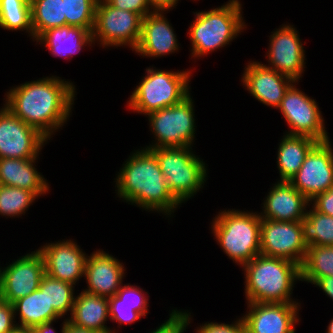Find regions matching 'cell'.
Wrapping results in <instances>:
<instances>
[{
  "instance_id": "d6a6232c",
  "label": "cell",
  "mask_w": 333,
  "mask_h": 333,
  "mask_svg": "<svg viewBox=\"0 0 333 333\" xmlns=\"http://www.w3.org/2000/svg\"><path fill=\"white\" fill-rule=\"evenodd\" d=\"M97 3L98 0H64L66 25L84 28L92 34Z\"/></svg>"
},
{
  "instance_id": "8fae6325",
  "label": "cell",
  "mask_w": 333,
  "mask_h": 333,
  "mask_svg": "<svg viewBox=\"0 0 333 333\" xmlns=\"http://www.w3.org/2000/svg\"><path fill=\"white\" fill-rule=\"evenodd\" d=\"M264 66L300 82L305 72L306 51L294 24L284 23L271 31Z\"/></svg>"
},
{
  "instance_id": "9c48e42d",
  "label": "cell",
  "mask_w": 333,
  "mask_h": 333,
  "mask_svg": "<svg viewBox=\"0 0 333 333\" xmlns=\"http://www.w3.org/2000/svg\"><path fill=\"white\" fill-rule=\"evenodd\" d=\"M142 19L140 14L117 9L106 0H98L92 31L93 47L96 44L102 49L124 46L134 52L141 36Z\"/></svg>"
},
{
  "instance_id": "f1b7e54d",
  "label": "cell",
  "mask_w": 333,
  "mask_h": 333,
  "mask_svg": "<svg viewBox=\"0 0 333 333\" xmlns=\"http://www.w3.org/2000/svg\"><path fill=\"white\" fill-rule=\"evenodd\" d=\"M301 221L307 246H333V217L316 211L311 205Z\"/></svg>"
},
{
  "instance_id": "484cf974",
  "label": "cell",
  "mask_w": 333,
  "mask_h": 333,
  "mask_svg": "<svg viewBox=\"0 0 333 333\" xmlns=\"http://www.w3.org/2000/svg\"><path fill=\"white\" fill-rule=\"evenodd\" d=\"M13 307L18 328L32 330L36 325L45 322L63 320L53 306H49L46 293L40 288L15 301Z\"/></svg>"
},
{
  "instance_id": "60d3db41",
  "label": "cell",
  "mask_w": 333,
  "mask_h": 333,
  "mask_svg": "<svg viewBox=\"0 0 333 333\" xmlns=\"http://www.w3.org/2000/svg\"><path fill=\"white\" fill-rule=\"evenodd\" d=\"M56 321L58 322V320H53V321H49V322H45L39 325H36L31 331L32 333H57L55 330V328L53 327L54 324L56 323ZM68 319L63 318L62 323L60 324L61 326V331L60 333H64L65 332V327L67 324Z\"/></svg>"
},
{
  "instance_id": "f6af8a7d",
  "label": "cell",
  "mask_w": 333,
  "mask_h": 333,
  "mask_svg": "<svg viewBox=\"0 0 333 333\" xmlns=\"http://www.w3.org/2000/svg\"><path fill=\"white\" fill-rule=\"evenodd\" d=\"M11 333H32V331L30 329L17 328L15 331Z\"/></svg>"
},
{
  "instance_id": "bcb514c9",
  "label": "cell",
  "mask_w": 333,
  "mask_h": 333,
  "mask_svg": "<svg viewBox=\"0 0 333 333\" xmlns=\"http://www.w3.org/2000/svg\"><path fill=\"white\" fill-rule=\"evenodd\" d=\"M326 330H327V331H325L326 333H333V318L329 322Z\"/></svg>"
},
{
  "instance_id": "5b68a950",
  "label": "cell",
  "mask_w": 333,
  "mask_h": 333,
  "mask_svg": "<svg viewBox=\"0 0 333 333\" xmlns=\"http://www.w3.org/2000/svg\"><path fill=\"white\" fill-rule=\"evenodd\" d=\"M210 224L213 239L235 265L241 268L260 255L261 217L258 211L220 209Z\"/></svg>"
},
{
  "instance_id": "6da1fadb",
  "label": "cell",
  "mask_w": 333,
  "mask_h": 333,
  "mask_svg": "<svg viewBox=\"0 0 333 333\" xmlns=\"http://www.w3.org/2000/svg\"><path fill=\"white\" fill-rule=\"evenodd\" d=\"M74 84L57 75L44 76L10 87L2 104L51 141L72 116L77 95Z\"/></svg>"
},
{
  "instance_id": "e575fe53",
  "label": "cell",
  "mask_w": 333,
  "mask_h": 333,
  "mask_svg": "<svg viewBox=\"0 0 333 333\" xmlns=\"http://www.w3.org/2000/svg\"><path fill=\"white\" fill-rule=\"evenodd\" d=\"M193 317L189 310L172 308L169 310L168 319L148 333H185Z\"/></svg>"
},
{
  "instance_id": "74e56055",
  "label": "cell",
  "mask_w": 333,
  "mask_h": 333,
  "mask_svg": "<svg viewBox=\"0 0 333 333\" xmlns=\"http://www.w3.org/2000/svg\"><path fill=\"white\" fill-rule=\"evenodd\" d=\"M111 6L140 14L143 18L154 10L148 3V0H106Z\"/></svg>"
},
{
  "instance_id": "7402d4cb",
  "label": "cell",
  "mask_w": 333,
  "mask_h": 333,
  "mask_svg": "<svg viewBox=\"0 0 333 333\" xmlns=\"http://www.w3.org/2000/svg\"><path fill=\"white\" fill-rule=\"evenodd\" d=\"M39 156L30 159L0 158V185L32 191L38 198L50 193L48 180L38 172Z\"/></svg>"
},
{
  "instance_id": "2e32d148",
  "label": "cell",
  "mask_w": 333,
  "mask_h": 333,
  "mask_svg": "<svg viewBox=\"0 0 333 333\" xmlns=\"http://www.w3.org/2000/svg\"><path fill=\"white\" fill-rule=\"evenodd\" d=\"M241 315L247 333H296L301 303H246Z\"/></svg>"
},
{
  "instance_id": "7a4b0ae2",
  "label": "cell",
  "mask_w": 333,
  "mask_h": 333,
  "mask_svg": "<svg viewBox=\"0 0 333 333\" xmlns=\"http://www.w3.org/2000/svg\"><path fill=\"white\" fill-rule=\"evenodd\" d=\"M131 152L115 174V196L122 202L171 220L182 205L169 191L155 154L142 146Z\"/></svg>"
},
{
  "instance_id": "f546056e",
  "label": "cell",
  "mask_w": 333,
  "mask_h": 333,
  "mask_svg": "<svg viewBox=\"0 0 333 333\" xmlns=\"http://www.w3.org/2000/svg\"><path fill=\"white\" fill-rule=\"evenodd\" d=\"M0 28L24 31L33 42L30 0H0Z\"/></svg>"
},
{
  "instance_id": "9a60e30c",
  "label": "cell",
  "mask_w": 333,
  "mask_h": 333,
  "mask_svg": "<svg viewBox=\"0 0 333 333\" xmlns=\"http://www.w3.org/2000/svg\"><path fill=\"white\" fill-rule=\"evenodd\" d=\"M332 141L319 142L289 181L309 201L333 186Z\"/></svg>"
},
{
  "instance_id": "4fadbf2b",
  "label": "cell",
  "mask_w": 333,
  "mask_h": 333,
  "mask_svg": "<svg viewBox=\"0 0 333 333\" xmlns=\"http://www.w3.org/2000/svg\"><path fill=\"white\" fill-rule=\"evenodd\" d=\"M307 248L301 222L261 218V255L287 259L301 267Z\"/></svg>"
},
{
  "instance_id": "ffe728a7",
  "label": "cell",
  "mask_w": 333,
  "mask_h": 333,
  "mask_svg": "<svg viewBox=\"0 0 333 333\" xmlns=\"http://www.w3.org/2000/svg\"><path fill=\"white\" fill-rule=\"evenodd\" d=\"M166 13L169 12L153 11L142 19L140 40L134 50L136 55L154 60L179 52L181 44Z\"/></svg>"
},
{
  "instance_id": "b9f144b4",
  "label": "cell",
  "mask_w": 333,
  "mask_h": 333,
  "mask_svg": "<svg viewBox=\"0 0 333 333\" xmlns=\"http://www.w3.org/2000/svg\"><path fill=\"white\" fill-rule=\"evenodd\" d=\"M181 0H148L154 11H172ZM176 6V7H175Z\"/></svg>"
},
{
  "instance_id": "4dcf8cb0",
  "label": "cell",
  "mask_w": 333,
  "mask_h": 333,
  "mask_svg": "<svg viewBox=\"0 0 333 333\" xmlns=\"http://www.w3.org/2000/svg\"><path fill=\"white\" fill-rule=\"evenodd\" d=\"M39 288L45 291L49 306H53L54 310L62 318L68 319L72 313L77 294L75 286L68 282L54 279L45 273L41 278Z\"/></svg>"
},
{
  "instance_id": "4316f807",
  "label": "cell",
  "mask_w": 333,
  "mask_h": 333,
  "mask_svg": "<svg viewBox=\"0 0 333 333\" xmlns=\"http://www.w3.org/2000/svg\"><path fill=\"white\" fill-rule=\"evenodd\" d=\"M33 41L44 31L66 25L64 0H30Z\"/></svg>"
},
{
  "instance_id": "277c9868",
  "label": "cell",
  "mask_w": 333,
  "mask_h": 333,
  "mask_svg": "<svg viewBox=\"0 0 333 333\" xmlns=\"http://www.w3.org/2000/svg\"><path fill=\"white\" fill-rule=\"evenodd\" d=\"M241 0H228L219 7L192 12L194 19L189 24L190 56L194 63L203 56L230 46L246 28Z\"/></svg>"
},
{
  "instance_id": "3957f363",
  "label": "cell",
  "mask_w": 333,
  "mask_h": 333,
  "mask_svg": "<svg viewBox=\"0 0 333 333\" xmlns=\"http://www.w3.org/2000/svg\"><path fill=\"white\" fill-rule=\"evenodd\" d=\"M246 303H300L293 298L300 266L290 260L257 255L242 267Z\"/></svg>"
},
{
  "instance_id": "603a6c76",
  "label": "cell",
  "mask_w": 333,
  "mask_h": 333,
  "mask_svg": "<svg viewBox=\"0 0 333 333\" xmlns=\"http://www.w3.org/2000/svg\"><path fill=\"white\" fill-rule=\"evenodd\" d=\"M75 296L72 313L68 322L74 326L98 333H118L109 323V299L85 291ZM111 328V329H110ZM113 328V329H112Z\"/></svg>"
},
{
  "instance_id": "836d02e7",
  "label": "cell",
  "mask_w": 333,
  "mask_h": 333,
  "mask_svg": "<svg viewBox=\"0 0 333 333\" xmlns=\"http://www.w3.org/2000/svg\"><path fill=\"white\" fill-rule=\"evenodd\" d=\"M108 299L110 321L118 324V329L121 328L122 324L131 325L143 317H147V314H149L148 307L150 305L118 304V297L116 295Z\"/></svg>"
},
{
  "instance_id": "52a82bcc",
  "label": "cell",
  "mask_w": 333,
  "mask_h": 333,
  "mask_svg": "<svg viewBox=\"0 0 333 333\" xmlns=\"http://www.w3.org/2000/svg\"><path fill=\"white\" fill-rule=\"evenodd\" d=\"M192 147L150 149L156 156L166 185L182 205L203 190L208 180V164Z\"/></svg>"
},
{
  "instance_id": "5bb4252c",
  "label": "cell",
  "mask_w": 333,
  "mask_h": 333,
  "mask_svg": "<svg viewBox=\"0 0 333 333\" xmlns=\"http://www.w3.org/2000/svg\"><path fill=\"white\" fill-rule=\"evenodd\" d=\"M2 107V108H1ZM0 107V158L30 159L42 154L49 140L38 130Z\"/></svg>"
},
{
  "instance_id": "ac0fdd59",
  "label": "cell",
  "mask_w": 333,
  "mask_h": 333,
  "mask_svg": "<svg viewBox=\"0 0 333 333\" xmlns=\"http://www.w3.org/2000/svg\"><path fill=\"white\" fill-rule=\"evenodd\" d=\"M241 73V85L250 96L277 110L285 92L295 82L292 78L268 68L261 61L250 60Z\"/></svg>"
},
{
  "instance_id": "e0dca14e",
  "label": "cell",
  "mask_w": 333,
  "mask_h": 333,
  "mask_svg": "<svg viewBox=\"0 0 333 333\" xmlns=\"http://www.w3.org/2000/svg\"><path fill=\"white\" fill-rule=\"evenodd\" d=\"M38 250L45 262V273L54 279L68 282L74 286L84 277L88 253L73 239H62L44 243Z\"/></svg>"
},
{
  "instance_id": "1f68e13d",
  "label": "cell",
  "mask_w": 333,
  "mask_h": 333,
  "mask_svg": "<svg viewBox=\"0 0 333 333\" xmlns=\"http://www.w3.org/2000/svg\"><path fill=\"white\" fill-rule=\"evenodd\" d=\"M38 197L27 189L0 185V217L20 218Z\"/></svg>"
},
{
  "instance_id": "83f0119b",
  "label": "cell",
  "mask_w": 333,
  "mask_h": 333,
  "mask_svg": "<svg viewBox=\"0 0 333 333\" xmlns=\"http://www.w3.org/2000/svg\"><path fill=\"white\" fill-rule=\"evenodd\" d=\"M301 270V283L314 284L326 276L333 277V246H308Z\"/></svg>"
},
{
  "instance_id": "ba28073f",
  "label": "cell",
  "mask_w": 333,
  "mask_h": 333,
  "mask_svg": "<svg viewBox=\"0 0 333 333\" xmlns=\"http://www.w3.org/2000/svg\"><path fill=\"white\" fill-rule=\"evenodd\" d=\"M192 95L179 104L148 113L150 135L153 140L146 149L159 147H195L196 116Z\"/></svg>"
},
{
  "instance_id": "f35d334b",
  "label": "cell",
  "mask_w": 333,
  "mask_h": 333,
  "mask_svg": "<svg viewBox=\"0 0 333 333\" xmlns=\"http://www.w3.org/2000/svg\"><path fill=\"white\" fill-rule=\"evenodd\" d=\"M17 328L13 304L0 298V333H11Z\"/></svg>"
},
{
  "instance_id": "d4e9b609",
  "label": "cell",
  "mask_w": 333,
  "mask_h": 333,
  "mask_svg": "<svg viewBox=\"0 0 333 333\" xmlns=\"http://www.w3.org/2000/svg\"><path fill=\"white\" fill-rule=\"evenodd\" d=\"M283 134L277 144L276 168L280 178L276 181L289 182L299 171L308 153L319 142L307 136Z\"/></svg>"
},
{
  "instance_id": "cb8c5ba5",
  "label": "cell",
  "mask_w": 333,
  "mask_h": 333,
  "mask_svg": "<svg viewBox=\"0 0 333 333\" xmlns=\"http://www.w3.org/2000/svg\"><path fill=\"white\" fill-rule=\"evenodd\" d=\"M34 42L45 47L53 57L73 59L86 47H93L92 34L81 27L64 25L44 31ZM92 46V47H90Z\"/></svg>"
},
{
  "instance_id": "7c38bea8",
  "label": "cell",
  "mask_w": 333,
  "mask_h": 333,
  "mask_svg": "<svg viewBox=\"0 0 333 333\" xmlns=\"http://www.w3.org/2000/svg\"><path fill=\"white\" fill-rule=\"evenodd\" d=\"M17 258L6 266L0 264V298L11 304L36 291L45 274L44 258L37 248Z\"/></svg>"
},
{
  "instance_id": "ee69618b",
  "label": "cell",
  "mask_w": 333,
  "mask_h": 333,
  "mask_svg": "<svg viewBox=\"0 0 333 333\" xmlns=\"http://www.w3.org/2000/svg\"><path fill=\"white\" fill-rule=\"evenodd\" d=\"M64 333H98V332L74 326L67 321Z\"/></svg>"
},
{
  "instance_id": "7bdbcfd3",
  "label": "cell",
  "mask_w": 333,
  "mask_h": 333,
  "mask_svg": "<svg viewBox=\"0 0 333 333\" xmlns=\"http://www.w3.org/2000/svg\"><path fill=\"white\" fill-rule=\"evenodd\" d=\"M314 287L325 293L326 297L328 296L329 299L333 301V277L326 276L324 278L318 279L314 284Z\"/></svg>"
},
{
  "instance_id": "8992f818",
  "label": "cell",
  "mask_w": 333,
  "mask_h": 333,
  "mask_svg": "<svg viewBox=\"0 0 333 333\" xmlns=\"http://www.w3.org/2000/svg\"><path fill=\"white\" fill-rule=\"evenodd\" d=\"M126 103L128 110L146 116L182 102L191 94L192 68L167 70L149 66ZM190 83V84H189Z\"/></svg>"
},
{
  "instance_id": "d6986e66",
  "label": "cell",
  "mask_w": 333,
  "mask_h": 333,
  "mask_svg": "<svg viewBox=\"0 0 333 333\" xmlns=\"http://www.w3.org/2000/svg\"><path fill=\"white\" fill-rule=\"evenodd\" d=\"M126 266L117 257L102 249L87 255L84 279L87 288L83 291L102 297L114 296L123 285Z\"/></svg>"
},
{
  "instance_id": "44dd1931",
  "label": "cell",
  "mask_w": 333,
  "mask_h": 333,
  "mask_svg": "<svg viewBox=\"0 0 333 333\" xmlns=\"http://www.w3.org/2000/svg\"><path fill=\"white\" fill-rule=\"evenodd\" d=\"M269 189L261 203V218L301 222L306 217L310 201L290 182L276 181Z\"/></svg>"
},
{
  "instance_id": "ab89813d",
  "label": "cell",
  "mask_w": 333,
  "mask_h": 333,
  "mask_svg": "<svg viewBox=\"0 0 333 333\" xmlns=\"http://www.w3.org/2000/svg\"><path fill=\"white\" fill-rule=\"evenodd\" d=\"M310 205L322 214L330 215L333 217V186L324 193L315 196Z\"/></svg>"
},
{
  "instance_id": "8d00e7d4",
  "label": "cell",
  "mask_w": 333,
  "mask_h": 333,
  "mask_svg": "<svg viewBox=\"0 0 333 333\" xmlns=\"http://www.w3.org/2000/svg\"><path fill=\"white\" fill-rule=\"evenodd\" d=\"M238 317V318H237ZM231 323L207 321L195 327V333H247L242 317L237 316ZM230 323V324H229Z\"/></svg>"
},
{
  "instance_id": "30bf717a",
  "label": "cell",
  "mask_w": 333,
  "mask_h": 333,
  "mask_svg": "<svg viewBox=\"0 0 333 333\" xmlns=\"http://www.w3.org/2000/svg\"><path fill=\"white\" fill-rule=\"evenodd\" d=\"M295 81L285 92L277 108L288 124L285 134L307 136L318 142L330 140L325 126V119L316 99L298 88Z\"/></svg>"
},
{
  "instance_id": "d590c367",
  "label": "cell",
  "mask_w": 333,
  "mask_h": 333,
  "mask_svg": "<svg viewBox=\"0 0 333 333\" xmlns=\"http://www.w3.org/2000/svg\"><path fill=\"white\" fill-rule=\"evenodd\" d=\"M149 292L137 285L130 283L123 284L115 294L118 297V304L128 305H149Z\"/></svg>"
}]
</instances>
